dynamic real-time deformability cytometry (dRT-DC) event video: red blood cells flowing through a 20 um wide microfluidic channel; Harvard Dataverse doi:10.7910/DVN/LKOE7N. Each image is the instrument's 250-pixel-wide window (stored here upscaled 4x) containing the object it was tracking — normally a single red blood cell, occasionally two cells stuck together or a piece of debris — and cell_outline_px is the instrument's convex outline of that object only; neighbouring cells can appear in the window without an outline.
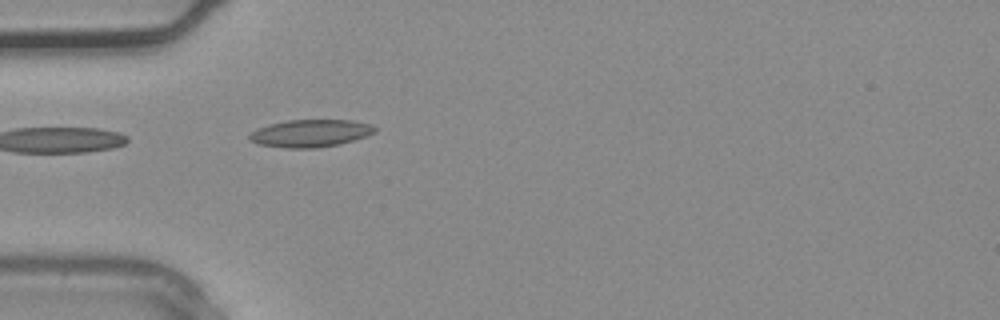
{"species": "common noctule bat (a hibernating species)", "species_latin": "Nyctalus noctula", "temperature_condition": "warm", "stored_images_in_passage": 2, "camera_frame_rate_fps": 3000, "um_per_image_px": 0.085, "animal": {"sex": "male", "body_mass_g": 20.4}, "frame": {"image": 1, "passage_image": 2, "time_ms": 0.333, "image_size_px": [1000, 320], "cell_outline_px": [[376, 132], [340, 144], [316, 148], [284, 148], [260, 144], [252, 140], [248, 136], [256, 128], [268, 124], [288, 120], [352, 120], [368, 124], [376, 128]], "centroid_in_image_um": [26.36, 11.32], "position_along_channel_um": 58.6, "area_um2": 19.88}}